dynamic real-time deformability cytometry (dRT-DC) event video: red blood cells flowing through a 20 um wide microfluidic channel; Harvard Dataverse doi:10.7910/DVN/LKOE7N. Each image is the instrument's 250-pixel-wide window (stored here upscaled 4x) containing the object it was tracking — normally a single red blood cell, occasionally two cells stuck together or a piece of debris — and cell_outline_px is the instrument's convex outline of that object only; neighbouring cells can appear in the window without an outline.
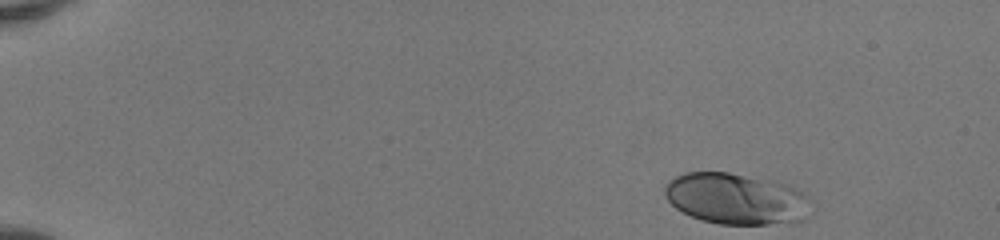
{"species": "human", "species_latin": "Homo sapiens", "temperature_condition": "room temperature", "stored_images_in_passage": 45, "camera_frame_rate_fps": 3000, "um_per_image_px": 0.085, "donor": {"sex": "female"}, "frame": {"image": 1, "passage_image": 1, "time_ms": 0.0, "image_size_px": [1000, 240], "cell_outline_px": [[812, 200], [808, 216], [804, 220], [768, 224], [720, 224], [704, 220], [692, 216], [676, 208], [664, 196], [664, 188], [668, 180], [684, 172], [728, 172], [772, 180], [788, 184], [804, 192]], "centroid_in_image_um": [62.61, 16.88], "position_along_channel_um": 22.4, "area_um2": 43.93}}
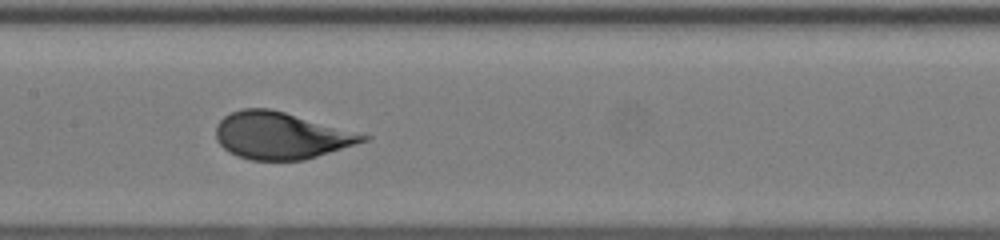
{"frame": {"image": 2, "passage_image": 22, "time_ms": 7.0, "image_size_px": [1000, 240], "cell_outline_px": [[372, 136], [368, 140], [304, 160], [252, 160], [236, 156], [228, 152], [216, 140], [216, 124], [224, 116], [232, 112], [244, 108], [268, 108], [284, 112]], "centroid_in_image_um": [23.84, 11.53], "position_along_channel_um": 183.6, "area_um2": 39.94}}
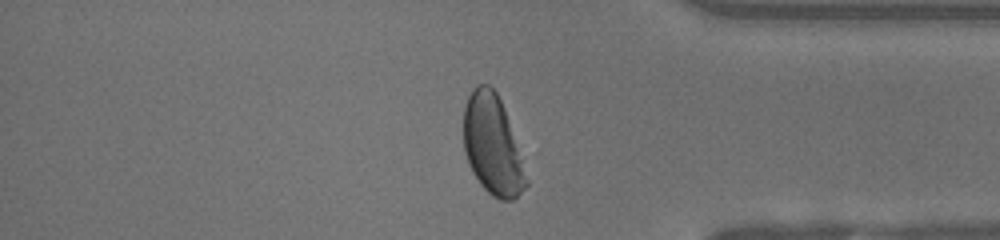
{"frame": {"image": 3, "passage_image": 38, "time_ms": 12.333, "image_size_px": [1000, 240], "cell_outline_px": [[528, 184], [512, 200], [500, 200], [492, 196], [480, 184], [472, 172], [468, 164], [464, 152], [464, 108], [468, 96], [472, 88], [476, 84], [488, 84], [496, 92], [504, 108], [528, 180]], "centroid_in_image_um": [41.82, 12.33], "position_along_channel_um": 393.4, "area_um2": 35.95}}